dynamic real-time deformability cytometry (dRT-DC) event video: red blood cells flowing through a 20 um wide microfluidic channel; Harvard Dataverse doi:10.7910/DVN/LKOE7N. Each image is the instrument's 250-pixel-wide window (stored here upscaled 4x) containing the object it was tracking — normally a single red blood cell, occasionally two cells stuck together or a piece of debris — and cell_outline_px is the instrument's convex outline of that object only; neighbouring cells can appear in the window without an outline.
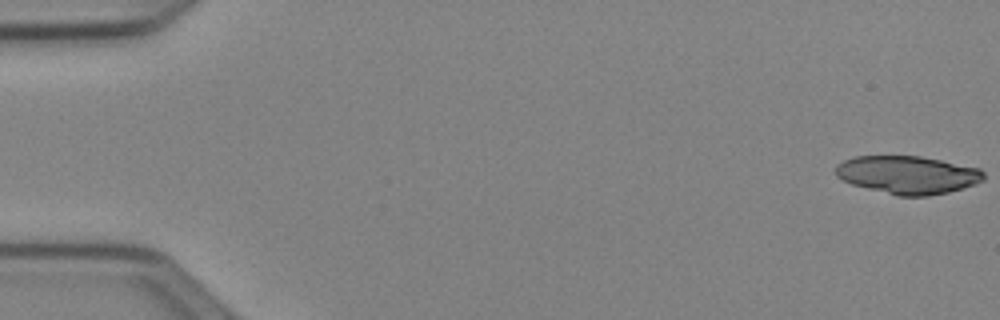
{"species": "Egyptian fruit bat (a non-hibernating species)", "species_latin": "Rousettus aegyptiacus", "temperature_condition": "cold", "stored_images_in_passage": 51, "segment_of_instrument_passage": [1, 2], "camera_frame_rate_fps": 3000, "um_per_image_px": 0.085, "animal": {"sex": "female"}, "frame": {"image": 1, "passage_image": 1, "time_ms": 0.0, "image_size_px": [1000, 320], "cell_outline_px": [[984, 180], [976, 184], [948, 192], [928, 196], [896, 196], [852, 184], [836, 176], [836, 164], [844, 160], [856, 156], [920, 156], [980, 168], [984, 172]], "centroid_in_image_um": [77.16, 14.86], "position_along_channel_um": 7.8, "area_um2": 32.77}}